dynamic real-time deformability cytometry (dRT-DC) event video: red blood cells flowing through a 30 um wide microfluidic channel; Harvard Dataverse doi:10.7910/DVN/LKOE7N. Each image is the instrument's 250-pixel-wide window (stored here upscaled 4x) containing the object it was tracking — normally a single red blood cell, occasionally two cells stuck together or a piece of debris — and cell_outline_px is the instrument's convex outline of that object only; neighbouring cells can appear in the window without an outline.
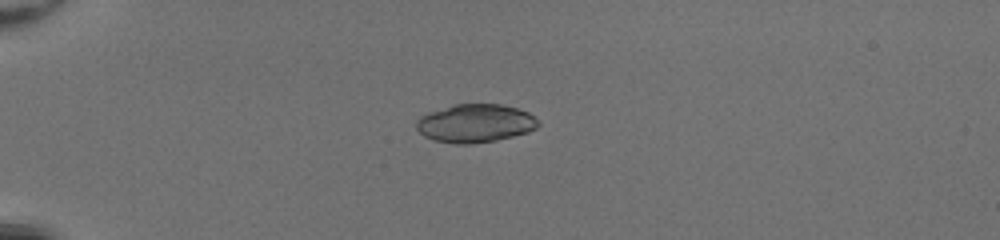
{"species": "common noctule bat (a hibernating species)", "species_latin": "Nyctalus noctula", "temperature_condition": "room temperature", "stored_images_in_passage": 37, "camera_frame_rate_fps": 3000, "um_per_image_px": 0.085, "animal": {"sex": "female", "body_mass_g": 20.0, "forearm_length_mm": 54.0}, "frame": {"image": 1, "passage_image": 1, "time_ms": 0.0, "image_size_px": [1000, 240], "cell_outline_px": [[540, 124], [536, 128], [528, 132], [512, 136], [492, 140], [468, 144], [456, 144], [436, 140], [424, 136], [416, 128], [416, 124], [424, 116], [432, 112], [452, 104], [500, 104], [516, 108], [528, 112]], "centroid_in_image_um": [40.42, 10.47], "position_along_channel_um": 44.6, "area_um2": 26.59}}
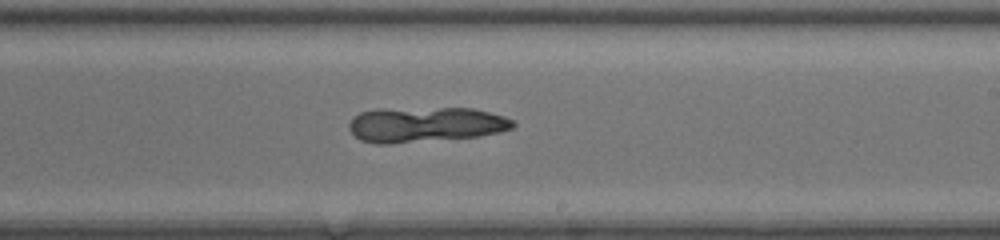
{"frame": {"image": 2, "passage_image": 19, "time_ms": 6.0, "image_size_px": [1000, 240], "cell_outline_px": [[516, 124], [512, 128], [500, 132], [476, 136], [388, 144], [376, 144], [360, 140], [348, 128], [348, 124], [360, 112], [380, 108], [472, 108], [504, 116], [512, 120]], "centroid_in_image_um": [36.13, 10.58], "position_along_channel_um": 252.9, "area_um2": 33.52}}
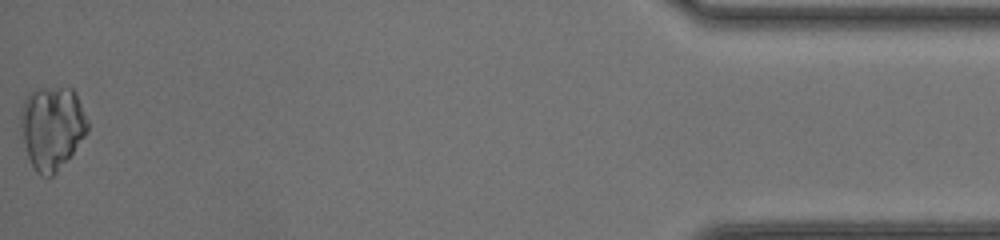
{"frame": {"image": 3, "passage_image": 37, "time_ms": 12.0, "image_size_px": [1000, 240], "cell_outline_px": [[88, 132], [56, 172], [52, 176], [40, 176], [36, 172], [28, 156], [20, 128], [20, 108], [28, 92], [36, 88], [72, 88], [76, 92], [88, 120]], "centroid_in_image_um": [4.4, 10.8], "position_along_channel_um": 430.8, "area_um2": 32.48}}